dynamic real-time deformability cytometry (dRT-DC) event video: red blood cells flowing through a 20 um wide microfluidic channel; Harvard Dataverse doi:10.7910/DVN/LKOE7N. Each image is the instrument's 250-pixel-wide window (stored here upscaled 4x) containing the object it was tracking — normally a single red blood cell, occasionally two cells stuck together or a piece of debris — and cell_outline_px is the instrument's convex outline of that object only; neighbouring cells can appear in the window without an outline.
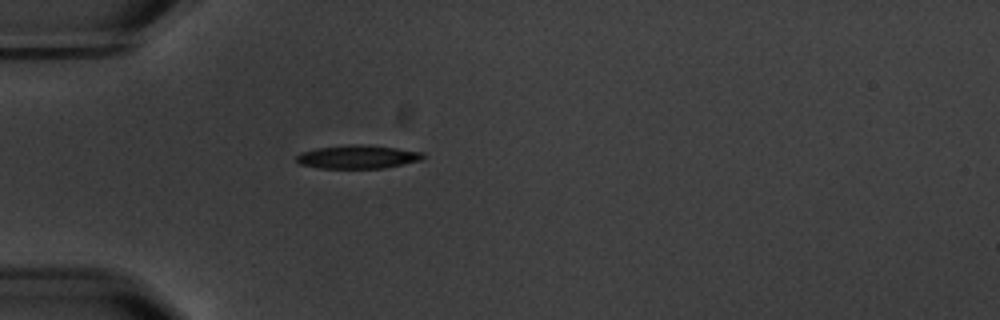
{"species": "common noctule bat (a hibernating species)", "species_latin": "Nyctalus noctula", "temperature_condition": "warm", "stored_images_in_passage": 2, "camera_frame_rate_fps": 3000, "um_per_image_px": 0.085, "animal": {"sex": "male", "body_mass_g": 20.1, "forearm_length_mm": 53.5}, "frame": {"image": 1, "passage_image": 2, "time_ms": 1.333, "image_size_px": [1000, 320], "cell_outline_px": [[424, 156], [420, 160], [384, 168], [320, 168], [300, 164], [296, 160], [296, 156], [300, 152], [316, 148], [348, 144], [360, 144], [396, 148], [424, 152]], "centroid_in_image_um": [30.37, 13.32], "position_along_channel_um": 54.6, "area_um2": 17.22}}